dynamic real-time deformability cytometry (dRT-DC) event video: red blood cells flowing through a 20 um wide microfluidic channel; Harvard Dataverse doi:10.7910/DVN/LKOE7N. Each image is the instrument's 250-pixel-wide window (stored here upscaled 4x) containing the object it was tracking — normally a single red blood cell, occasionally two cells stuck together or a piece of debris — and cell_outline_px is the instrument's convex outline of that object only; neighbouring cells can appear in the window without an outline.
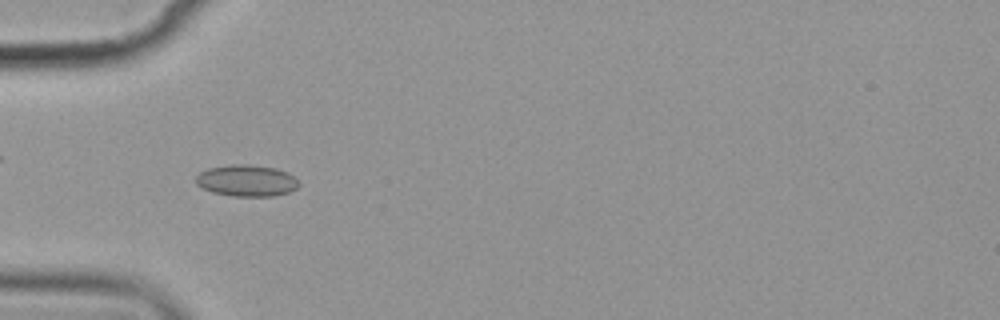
{"species": "common noctule bat (a hibernating species)", "species_latin": "Nyctalus noctula", "temperature_condition": "cold", "stored_images_in_passage": 7, "camera_frame_rate_fps": 3000, "um_per_image_px": 0.085, "animal": {"sex": "female", "body_mass_g": 19.9}, "frame": {"image": 1, "passage_image": 6, "time_ms": 6.0, "image_size_px": [1000, 320], "cell_outline_px": [[300, 184], [296, 188], [288, 192], [272, 196], [232, 196], [212, 192], [196, 184], [196, 176], [200, 172], [208, 168], [232, 164], [236, 164], [276, 168], [288, 172]], "centroid_in_image_um": [20.94, 15.36], "position_along_channel_um": 64.1, "area_um2": 18.67}}
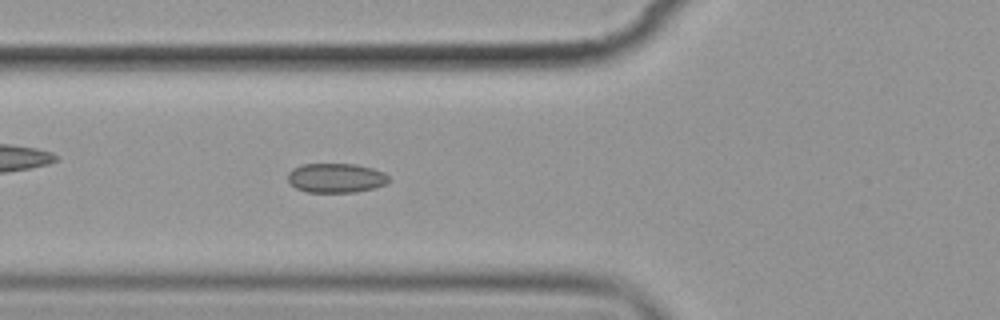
{"frame": {"image": 2, "passage_image": 7, "time_ms": 7.0, "image_size_px": [1000, 320], "cell_outline_px": [[392, 180], [376, 188], [356, 192], [308, 192], [296, 188], [288, 180], [288, 172], [292, 168], [304, 164], [356, 164], [372, 168], [384, 172]], "centroid_in_image_um": [28.58, 15.12], "position_along_channel_um": 97.2, "area_um2": 17.4}}